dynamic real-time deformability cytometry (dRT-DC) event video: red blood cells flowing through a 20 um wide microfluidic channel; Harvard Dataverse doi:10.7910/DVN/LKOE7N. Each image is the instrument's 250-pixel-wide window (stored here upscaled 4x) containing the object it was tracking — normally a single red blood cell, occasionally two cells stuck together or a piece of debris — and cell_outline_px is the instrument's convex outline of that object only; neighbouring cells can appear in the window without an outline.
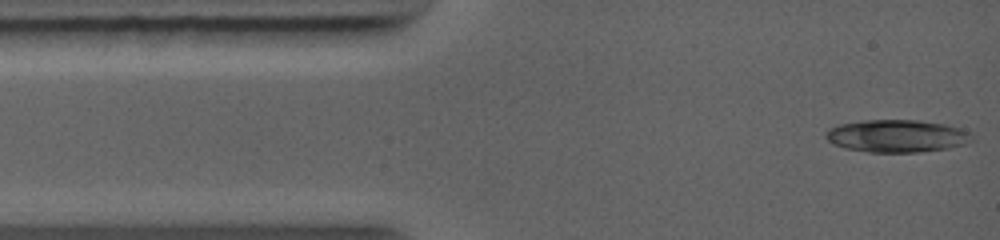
{"species": "common noctule bat (a hibernating species)", "species_latin": "Nyctalus noctula", "temperature_condition": "warm", "stored_images_in_passage": 6, "camera_frame_rate_fps": 5000, "um_per_image_px": 0.085, "animal": {"sex": "female", "body_mass_g": 19.0, "forearm_length_mm": 56.7}, "frame": {"image": 1, "passage_image": 1, "time_ms": 0.0, "image_size_px": [1000, 240], "cell_outline_px": [[972, 140], [964, 144], [948, 148], [920, 152], [868, 152], [844, 148], [832, 144], [824, 136], [824, 132], [828, 128], [840, 124], [864, 120], [920, 120], [944, 124], [960, 128], [968, 132], [972, 136]], "centroid_in_image_um": [76.18, 11.56], "position_along_channel_um": 8.8, "area_um2": 27.8}}
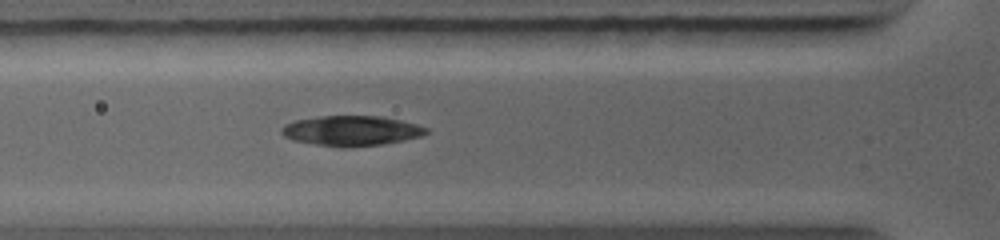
{"frame": {"image": 2, "passage_image": 5, "time_ms": 3.2, "image_size_px": [1000, 240], "cell_outline_px": [[428, 132], [424, 136], [404, 140], [380, 144], [348, 148], [344, 148], [316, 144], [292, 140], [284, 136], [280, 132], [280, 128], [284, 124], [296, 120], [320, 116], [380, 116], [400, 120], [416, 124], [428, 128]], "centroid_in_image_um": [29.86, 11.12], "position_along_channel_um": 95.9, "area_um2": 25.43}}
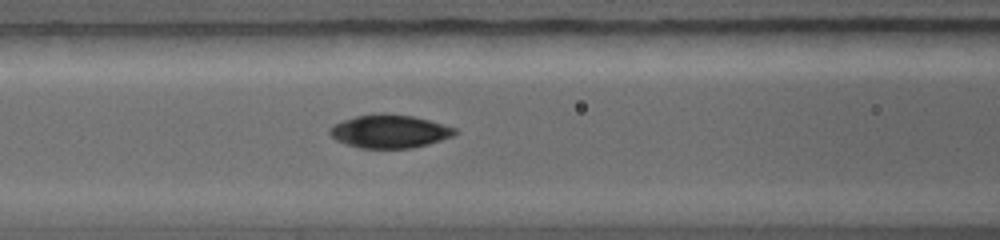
{"frame": {"image": 3, "passage_image": 6, "time_ms": 4.0, "image_size_px": [1000, 240], "cell_outline_px": [[456, 132], [452, 136], [428, 144], [412, 148], [360, 148], [336, 140], [328, 132], [328, 128], [332, 124], [356, 116], [380, 112], [384, 112], [412, 116], [428, 120], [456, 128]], "centroid_in_image_um": [33.07, 11.15], "position_along_channel_um": 133.5, "area_um2": 24.22}}